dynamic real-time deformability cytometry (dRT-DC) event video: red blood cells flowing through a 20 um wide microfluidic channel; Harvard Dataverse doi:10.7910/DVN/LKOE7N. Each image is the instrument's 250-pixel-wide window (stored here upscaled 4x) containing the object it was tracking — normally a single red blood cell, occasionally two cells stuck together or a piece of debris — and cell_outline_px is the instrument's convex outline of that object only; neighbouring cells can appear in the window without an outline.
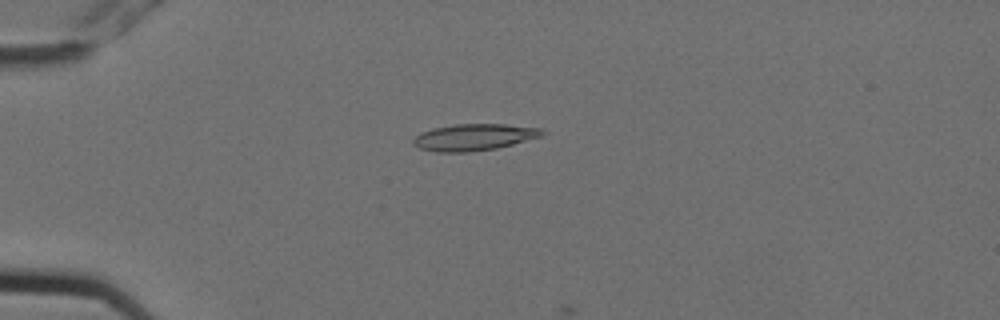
{"species": "Egyptian fruit bat (a non-hibernating species)", "species_latin": "Rousettus aegyptiacus", "temperature_condition": "cold", "stored_images_in_passage": 6, "camera_frame_rate_fps": 3000, "um_per_image_px": 0.085, "animal": {"sex": "female"}, "frame": {"image": 1, "passage_image": 5, "time_ms": 1.333, "image_size_px": [1000, 320], "cell_outline_px": [[548, 132], [544, 136], [496, 148], [468, 152], [436, 152], [420, 148], [412, 144], [412, 140], [416, 136], [432, 128], [456, 124], [504, 124], [544, 128]], "centroid_in_image_um": [40.36, 11.65], "position_along_channel_um": 44.6, "area_um2": 20.11}}